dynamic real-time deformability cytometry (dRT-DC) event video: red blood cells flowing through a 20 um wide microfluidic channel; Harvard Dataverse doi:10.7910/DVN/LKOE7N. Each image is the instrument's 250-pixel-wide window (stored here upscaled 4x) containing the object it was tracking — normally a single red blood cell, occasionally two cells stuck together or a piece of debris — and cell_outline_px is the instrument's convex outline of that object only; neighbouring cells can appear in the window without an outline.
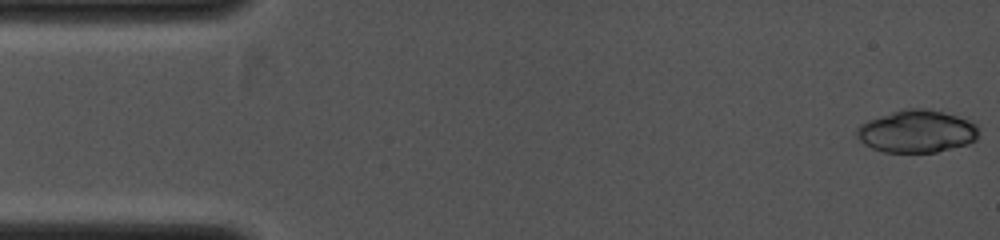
{"species": "common noctule bat (a hibernating species)", "species_latin": "Nyctalus noctula", "temperature_condition": "cold", "stored_images_in_passage": 3, "camera_frame_rate_fps": 4000, "um_per_image_px": 0.085, "animal": {"sex": "female", "body_mass_g": 19.0, "forearm_length_mm": 53.3}, "frame": {"image": 1, "passage_image": 1, "time_ms": 0.0, "image_size_px": [1000, 240], "cell_outline_px": [[976, 140], [968, 144], [936, 152], [884, 152], [872, 148], [864, 144], [856, 136], [856, 128], [860, 124], [868, 120], [892, 112], [908, 108], [928, 108], [976, 120]], "centroid_in_image_um": [77.94, 11.15], "position_along_channel_um": 7.1, "area_um2": 30.4}}